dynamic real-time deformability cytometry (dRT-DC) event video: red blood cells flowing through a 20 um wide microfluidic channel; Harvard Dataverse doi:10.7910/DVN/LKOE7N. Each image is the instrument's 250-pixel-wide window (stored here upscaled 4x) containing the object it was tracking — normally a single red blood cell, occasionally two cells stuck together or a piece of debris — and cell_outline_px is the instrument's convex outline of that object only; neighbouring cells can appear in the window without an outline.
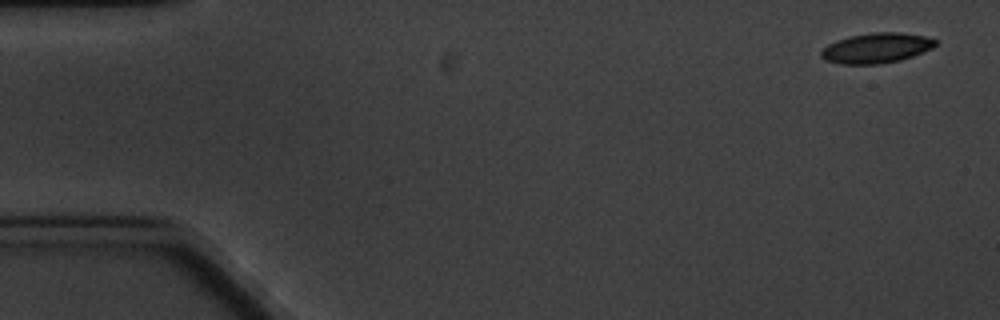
{"species": "common noctule bat (a hibernating species)", "species_latin": "Nyctalus noctula", "temperature_condition": "cold", "stored_images_in_passage": 9, "camera_frame_rate_fps": 3000, "um_per_image_px": 0.085, "animal": {"sex": "male", "body_mass_g": 20.1, "forearm_length_mm": 53.5}, "frame": {"image": 1, "passage_image": 1, "time_ms": 0.0, "image_size_px": [1000, 320], "cell_outline_px": [[936, 44], [932, 48], [912, 56], [900, 60], [880, 64], [840, 64], [824, 60], [820, 56], [820, 52], [828, 44], [836, 40], [848, 36], [872, 32], [900, 32], [924, 36], [936, 40]], "centroid_in_image_um": [74.45, 4.08], "position_along_channel_um": 10.6, "area_um2": 20.11}}